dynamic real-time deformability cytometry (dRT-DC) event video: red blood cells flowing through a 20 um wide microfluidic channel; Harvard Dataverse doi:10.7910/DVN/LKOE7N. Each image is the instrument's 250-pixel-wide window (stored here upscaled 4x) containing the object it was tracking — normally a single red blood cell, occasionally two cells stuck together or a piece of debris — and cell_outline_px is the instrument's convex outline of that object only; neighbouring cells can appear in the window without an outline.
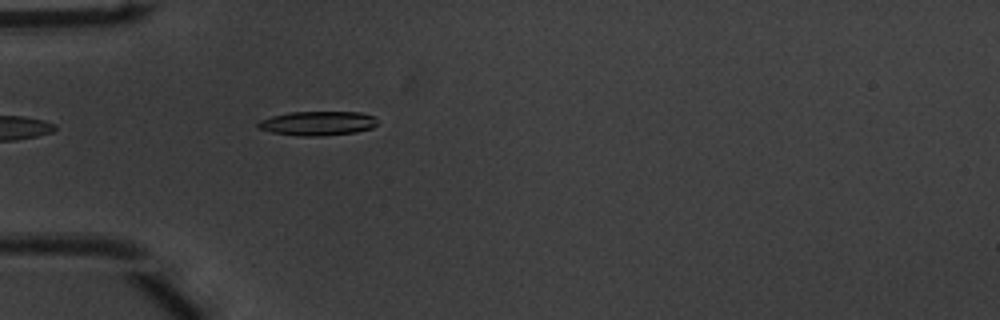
{"species": "common noctule bat (a hibernating species)", "species_latin": "Nyctalus noctula", "temperature_condition": "warm", "stored_images_in_passage": 23, "camera_frame_rate_fps": 3000, "um_per_image_px": 0.085, "animal": {"sex": "male", "body_mass_g": 20.1, "forearm_length_mm": 53.5}, "frame": {"image": 1, "passage_image": 1, "time_ms": 0.0, "image_size_px": [1000, 320], "cell_outline_px": [[376, 124], [372, 128], [356, 132], [320, 136], [296, 136], [272, 132], [260, 128], [256, 124], [260, 120], [272, 116], [288, 112], [360, 112], [376, 116]], "centroid_in_image_um": [27.01, 10.48], "position_along_channel_um": 58.0, "area_um2": 16.88}}
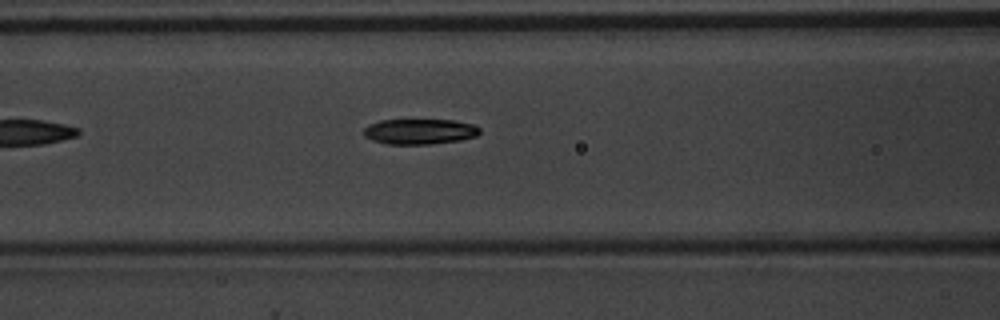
{"frame": {"image": 2, "passage_image": 7, "time_ms": 2.0, "image_size_px": [1000, 320], "cell_outline_px": [[480, 132], [476, 136], [460, 140], [432, 144], [388, 144], [372, 140], [364, 136], [364, 128], [368, 124], [380, 120], [452, 120], [472, 124], [480, 128]], "centroid_in_image_um": [35.65, 11.18], "position_along_channel_um": 130.9, "area_um2": 17.17}}
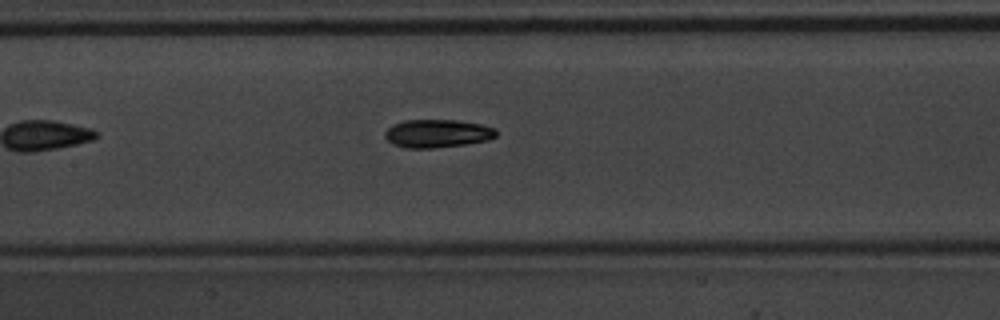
{"frame": {"image": 3, "passage_image": 10, "time_ms": 3.0, "image_size_px": [1000, 320], "cell_outline_px": [[496, 136], [488, 140], [464, 144], [436, 148], [404, 148], [392, 144], [384, 136], [384, 132], [392, 124], [404, 120], [456, 120], [480, 124], [496, 128]], "centroid_in_image_um": [37.14, 11.35], "position_along_channel_um": 170.3, "area_um2": 18.32}}